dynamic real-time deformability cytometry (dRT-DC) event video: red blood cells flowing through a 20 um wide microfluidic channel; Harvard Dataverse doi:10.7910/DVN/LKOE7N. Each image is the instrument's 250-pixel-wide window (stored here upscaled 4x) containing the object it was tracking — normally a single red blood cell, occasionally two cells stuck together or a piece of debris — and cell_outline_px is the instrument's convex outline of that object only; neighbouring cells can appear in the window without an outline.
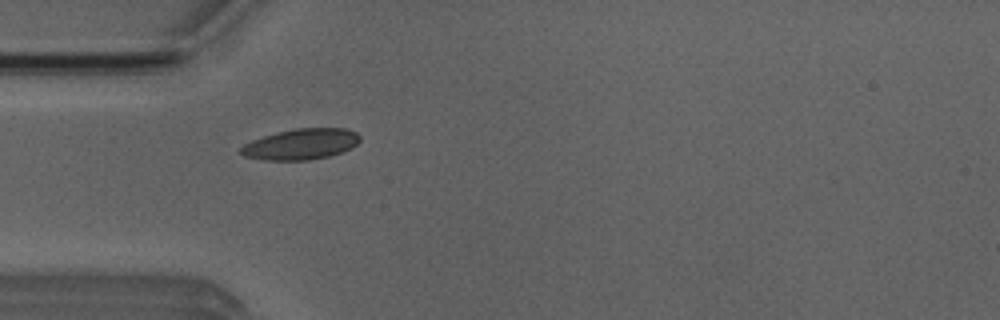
{"species": "Egyptian fruit bat (a non-hibernating species)", "species_latin": "Rousettus aegyptiacus", "temperature_condition": "room temperature", "stored_images_in_passage": 5, "camera_frame_rate_fps": 3000, "um_per_image_px": 0.085, "animal": {"sex": "male"}, "frame": {"image": 1, "passage_image": 5, "time_ms": 4.667, "image_size_px": [1000, 320], "cell_outline_px": [[360, 140], [352, 148], [328, 156], [308, 160], [264, 160], [244, 156], [240, 152], [240, 148], [244, 144], [252, 140], [276, 132], [296, 128], [348, 128], [356, 132], [360, 136]], "centroid_in_image_um": [25.59, 12.24], "position_along_channel_um": 59.4, "area_um2": 21.39}}